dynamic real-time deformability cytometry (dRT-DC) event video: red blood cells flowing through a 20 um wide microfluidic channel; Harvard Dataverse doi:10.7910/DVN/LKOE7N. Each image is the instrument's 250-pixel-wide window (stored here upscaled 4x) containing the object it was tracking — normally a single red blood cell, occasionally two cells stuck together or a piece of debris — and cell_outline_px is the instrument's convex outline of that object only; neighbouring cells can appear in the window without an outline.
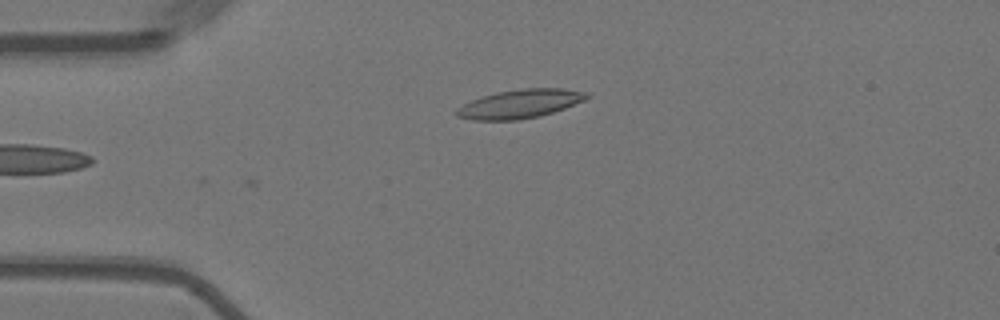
{"species": "Egyptian fruit bat (a non-hibernating species)", "species_latin": "Rousettus aegyptiacus", "temperature_condition": "warm", "stored_images_in_passage": 5, "camera_frame_rate_fps": 3000, "um_per_image_px": 0.085, "animal": {"sex": "female"}, "frame": {"image": 1, "passage_image": 5, "time_ms": 1.333, "image_size_px": [1000, 320], "cell_outline_px": [[592, 96], [584, 100], [564, 108], [540, 116], [520, 120], [472, 120], [456, 116], [456, 108], [472, 100], [496, 92], [520, 88], [560, 88], [588, 92]], "centroid_in_image_um": [44.21, 8.82], "position_along_channel_um": 40.8, "area_um2": 21.79}}